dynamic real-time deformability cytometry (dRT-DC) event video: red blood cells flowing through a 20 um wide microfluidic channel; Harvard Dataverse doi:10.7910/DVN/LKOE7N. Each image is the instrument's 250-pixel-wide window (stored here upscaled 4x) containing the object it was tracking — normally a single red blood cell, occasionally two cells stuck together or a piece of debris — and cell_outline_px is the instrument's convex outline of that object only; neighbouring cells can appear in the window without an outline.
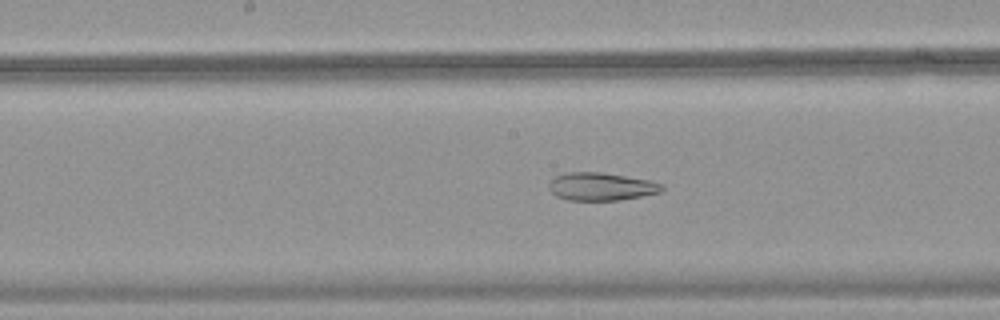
{"species": "common noctule bat (a hibernating species)", "species_latin": "Nyctalus noctula", "temperature_condition": "warm", "stored_images_in_passage": 33, "camera_frame_rate_fps": 3000, "um_per_image_px": 0.085, "animal": {"sex": "female", "body_mass_g": 18.4}, "frame": {"image": 1, "passage_image": 15, "time_ms": 4.667, "image_size_px": [1000, 320], "cell_outline_px": [[664, 188], [660, 192], [620, 200], [568, 200], [556, 196], [548, 188], [548, 184], [556, 176], [568, 172], [600, 172], [648, 180], [664, 184]], "centroid_in_image_um": [51.08, 15.86], "position_along_channel_um": 197.1, "area_um2": 18.21}}
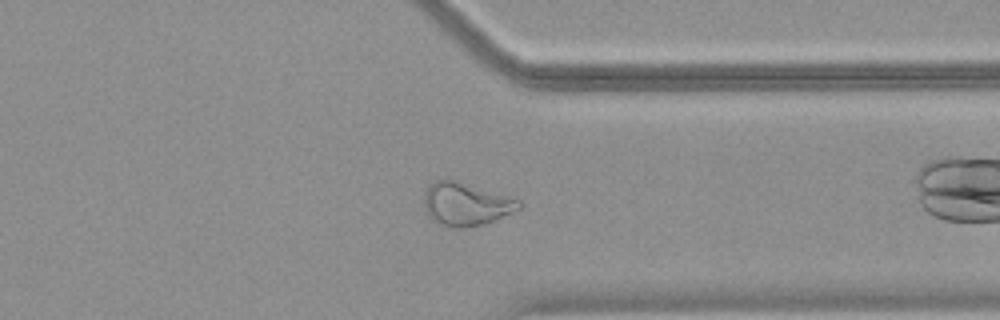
{"frame": {"image": 2, "passage_image": 28, "time_ms": 9.0, "image_size_px": [1000, 320], "cell_outline_px": [[520, 208], [512, 212], [484, 224], [464, 228], [452, 228], [436, 224], [428, 216], [424, 208], [424, 192], [428, 184], [436, 180], [456, 180], [520, 200]], "centroid_in_image_um": [39.53, 17.36], "position_along_channel_um": 371.9, "area_um2": 23.81}}